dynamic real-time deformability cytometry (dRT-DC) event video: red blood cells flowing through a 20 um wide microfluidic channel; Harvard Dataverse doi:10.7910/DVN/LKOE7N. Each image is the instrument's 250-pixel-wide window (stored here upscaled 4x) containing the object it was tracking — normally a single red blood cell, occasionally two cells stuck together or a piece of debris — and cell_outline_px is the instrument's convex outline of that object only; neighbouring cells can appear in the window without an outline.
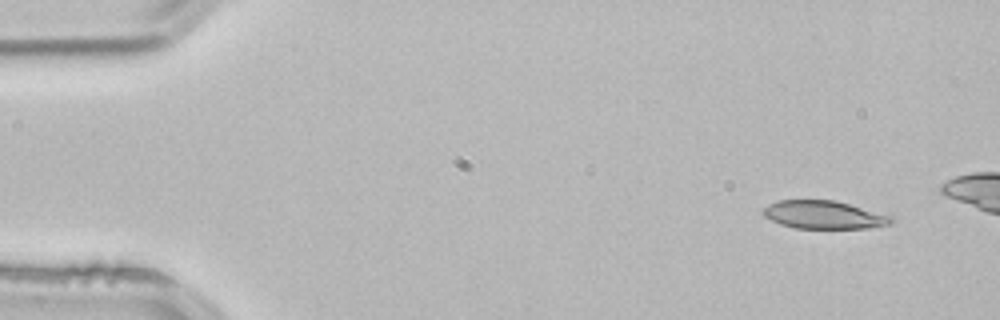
{"species": "common noctule bat (a hibernating species)", "species_latin": "Nyctalus noctula", "temperature_condition": "room temperature", "stored_images_in_passage": 4, "camera_frame_rate_fps": 3000, "um_per_image_px": 0.085, "animal": {"sex": "male", "body_mass_g": 21.5, "forearm_length_mm": 52.0}, "frame": {"image": 1, "passage_image": 1, "time_ms": 0.0, "image_size_px": [1000, 320], "cell_outline_px": [[892, 224], [868, 228], [792, 228], [780, 224], [764, 216], [760, 212], [768, 204], [780, 200], [836, 200], [892, 216]], "centroid_in_image_um": [70.01, 18.26], "position_along_channel_um": 15.0, "area_um2": 20.98}}